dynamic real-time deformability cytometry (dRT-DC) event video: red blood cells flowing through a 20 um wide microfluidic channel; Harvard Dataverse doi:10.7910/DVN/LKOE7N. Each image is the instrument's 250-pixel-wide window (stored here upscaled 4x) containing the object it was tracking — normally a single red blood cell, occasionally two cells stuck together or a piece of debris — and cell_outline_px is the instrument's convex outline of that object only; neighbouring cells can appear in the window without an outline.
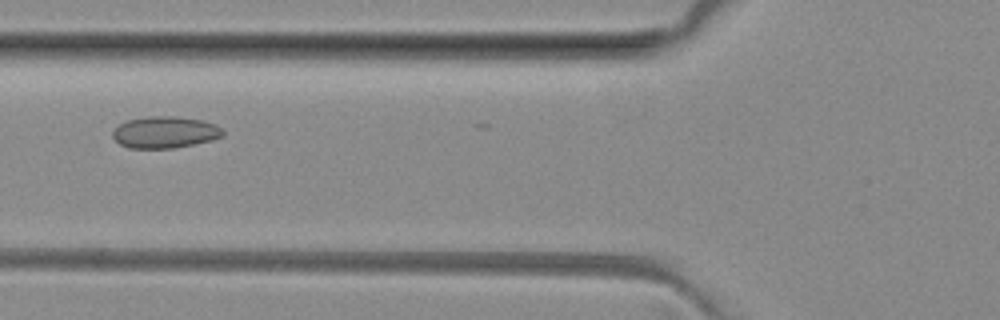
{"species": "common noctule bat (a hibernating species)", "species_latin": "Nyctalus noctula", "temperature_condition": "room temperature", "stored_images_in_passage": 5, "camera_frame_rate_fps": 3000, "um_per_image_px": 0.085, "animal": {"sex": "female", "body_mass_g": 29.2, "forearm_length_mm": 56.3}, "frame": {"image": 1, "passage_image": 5, "time_ms": 4.667, "image_size_px": [1000, 320], "cell_outline_px": [[224, 136], [212, 140], [172, 148], [128, 148], [120, 144], [112, 136], [112, 132], [120, 124], [128, 120], [148, 116], [176, 116], [200, 120], [216, 124], [224, 132]], "centroid_in_image_um": [14.02, 11.24], "position_along_channel_um": 111.8, "area_um2": 20.23}}